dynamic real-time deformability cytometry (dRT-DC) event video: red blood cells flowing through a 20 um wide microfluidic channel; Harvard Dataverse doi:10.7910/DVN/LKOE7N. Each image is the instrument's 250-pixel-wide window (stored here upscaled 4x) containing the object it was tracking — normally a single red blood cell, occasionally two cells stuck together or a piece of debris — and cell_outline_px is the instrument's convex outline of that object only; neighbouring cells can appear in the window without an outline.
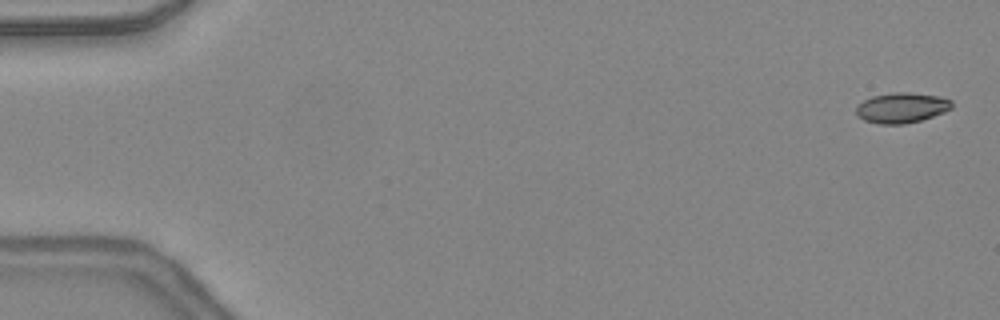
{"species": "common noctule bat (a hibernating species)", "species_latin": "Nyctalus noctula", "temperature_condition": "warm", "stored_images_in_passage": 31, "camera_frame_rate_fps": 3000, "um_per_image_px": 0.085, "animal": {"sex": "female", "body_mass_g": 24.6, "forearm_length_mm": 56.2}, "frame": {"image": 1, "passage_image": 2, "time_ms": 0.333, "image_size_px": [1000, 320], "cell_outline_px": [[952, 108], [944, 112], [920, 120], [904, 124], [880, 124], [864, 120], [856, 116], [856, 108], [864, 100], [872, 96], [896, 92], [908, 92], [936, 96], [952, 100]], "centroid_in_image_um": [76.63, 9.16], "position_along_channel_um": 8.4, "area_um2": 16.7}}
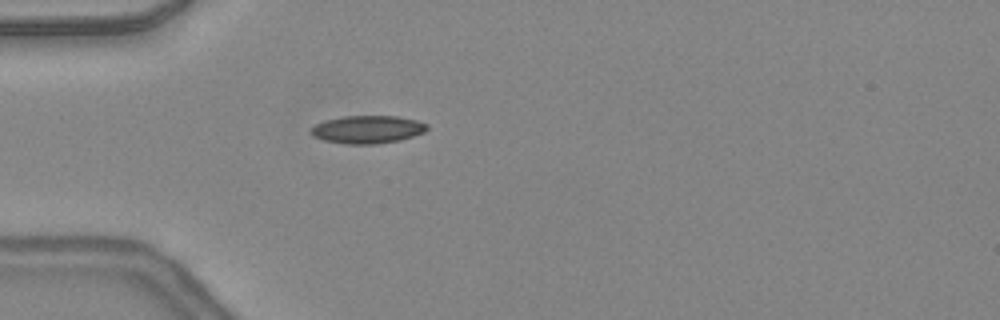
{"frame": {"image": 2, "passage_image": 15, "time_ms": 4.667, "image_size_px": [1000, 320], "cell_outline_px": [[428, 128], [424, 132], [400, 140], [376, 144], [344, 144], [324, 140], [312, 136], [308, 132], [308, 128], [324, 120], [344, 116], [396, 116], [416, 120], [428, 124]], "centroid_in_image_um": [31.18, 11.0], "position_along_channel_um": 53.8, "area_um2": 19.02}}
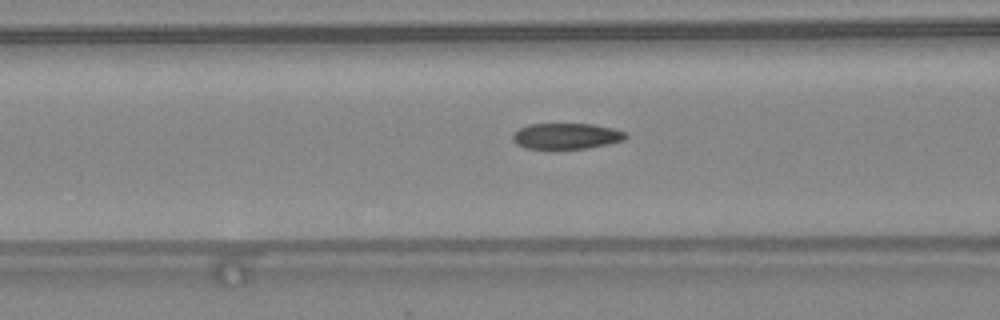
{"frame": {"image": 3, "passage_image": 20, "time_ms": 6.333, "image_size_px": [1000, 320], "cell_outline_px": [[628, 136], [624, 140], [608, 144], [588, 148], [556, 152], [524, 148], [516, 144], [512, 140], [512, 132], [528, 124], [592, 124], [612, 128], [628, 132]], "centroid_in_image_um": [48.09, 11.62], "position_along_channel_um": 118.5, "area_um2": 18.03}}